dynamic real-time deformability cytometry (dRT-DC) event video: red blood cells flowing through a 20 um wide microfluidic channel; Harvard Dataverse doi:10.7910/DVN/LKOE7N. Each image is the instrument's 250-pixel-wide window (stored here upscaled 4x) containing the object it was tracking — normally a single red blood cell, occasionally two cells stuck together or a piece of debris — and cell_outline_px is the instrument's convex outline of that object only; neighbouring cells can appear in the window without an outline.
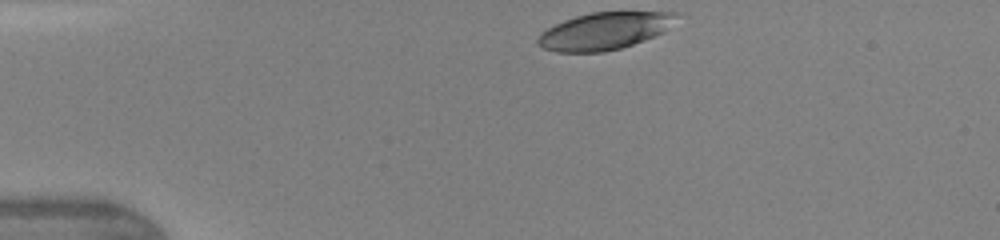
{"species": "human", "species_latin": "Homo sapiens", "temperature_condition": "warm", "stored_images_in_passage": 38, "camera_frame_rate_fps": 3000, "um_per_image_px": 0.085, "donor": {"sex": "female"}, "frame": {"image": 1, "passage_image": 1, "time_ms": 0.0, "image_size_px": [1000, 240], "cell_outline_px": [[676, 12], [664, 32], [644, 40], [620, 48], [604, 52], [556, 52], [544, 48], [536, 44], [536, 40], [540, 32], [564, 20], [576, 16], [592, 12]], "centroid_in_image_um": [51.28, 2.65], "position_along_channel_um": 33.7, "area_um2": 29.54}}
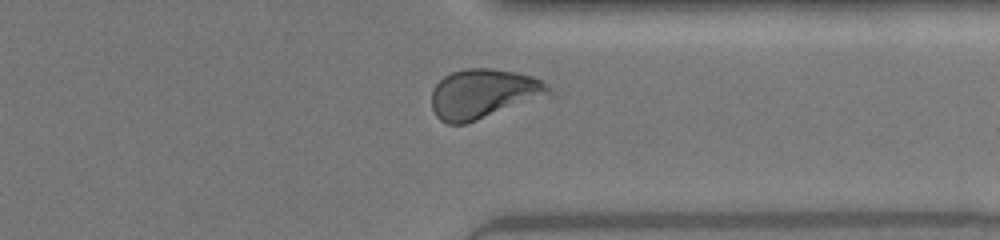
{"frame": {"image": 2, "passage_image": 28, "time_ms": 9.0, "image_size_px": [1000, 240], "cell_outline_px": [[556, 96], [464, 124], [448, 124], [440, 120], [436, 116], [432, 108], [432, 88], [444, 76], [452, 72], [464, 68], [492, 68], [516, 72], [532, 76], [540, 80]], "centroid_in_image_um": [41.15, 7.99], "position_along_channel_um": 370.2, "area_um2": 34.56}}
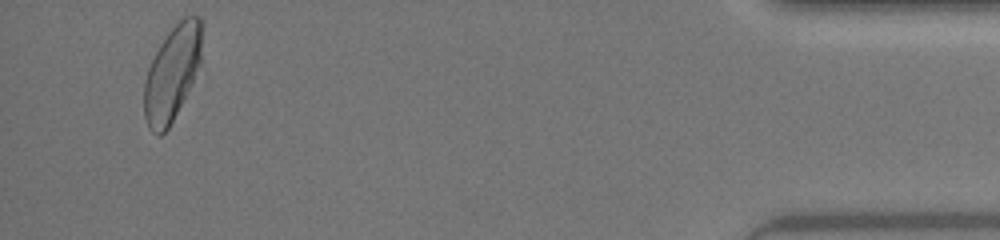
{"frame": {"image": 3, "passage_image": 36, "time_ms": 11.667, "image_size_px": [1000, 240], "cell_outline_px": [[200, 64], [168, 128], [160, 136], [152, 132], [148, 128], [144, 116], [144, 84], [148, 68], [160, 44], [168, 32], [184, 16], [200, 16]], "centroid_in_image_um": [14.58, 6.24], "position_along_channel_um": 420.6, "area_um2": 30.98}, "authors_computed_cell_mechanics": {"area_um2": 32.8882, "velocity_mm_per_s": 4.3545, "shape_relaxation_time_tau1_ms": 3.7682, "shape_relaxation_time_tau2_ms": 1.1729, "deformation_change_tau1": 0.1455, "deformation_change_tau2": 0.0584}}